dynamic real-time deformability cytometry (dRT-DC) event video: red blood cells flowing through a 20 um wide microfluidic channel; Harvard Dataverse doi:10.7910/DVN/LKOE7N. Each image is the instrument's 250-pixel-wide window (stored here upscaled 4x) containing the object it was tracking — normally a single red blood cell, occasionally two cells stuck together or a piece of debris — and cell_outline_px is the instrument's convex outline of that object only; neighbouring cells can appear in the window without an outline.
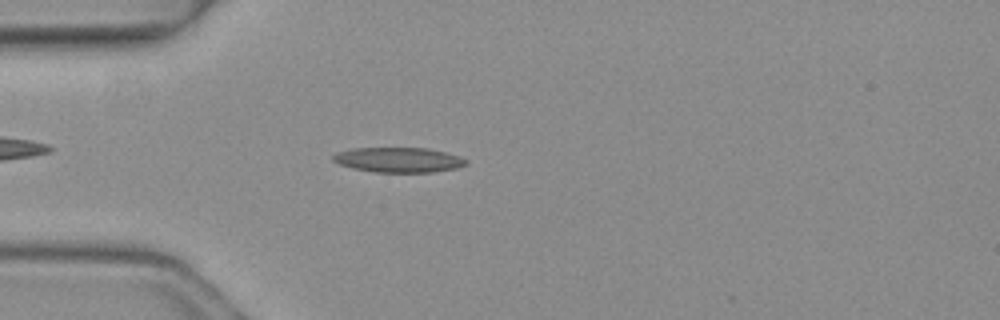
{"species": "common noctule bat (a hibernating species)", "species_latin": "Nyctalus noctula", "temperature_condition": "warm", "stored_images_in_passage": 3, "camera_frame_rate_fps": 3000, "um_per_image_px": 0.085, "animal": {"sex": "female", "body_mass_g": 19.3, "forearm_length_mm": 54.1}, "frame": {"image": 1, "passage_image": 3, "time_ms": 0.667, "image_size_px": [1000, 320], "cell_outline_px": [[468, 164], [456, 168], [432, 172], [376, 172], [352, 168], [340, 164], [332, 160], [332, 156], [336, 152], [352, 148], [428, 148], [460, 156], [468, 160]], "centroid_in_image_um": [33.88, 13.58], "position_along_channel_um": 51.1, "area_um2": 19.36}}